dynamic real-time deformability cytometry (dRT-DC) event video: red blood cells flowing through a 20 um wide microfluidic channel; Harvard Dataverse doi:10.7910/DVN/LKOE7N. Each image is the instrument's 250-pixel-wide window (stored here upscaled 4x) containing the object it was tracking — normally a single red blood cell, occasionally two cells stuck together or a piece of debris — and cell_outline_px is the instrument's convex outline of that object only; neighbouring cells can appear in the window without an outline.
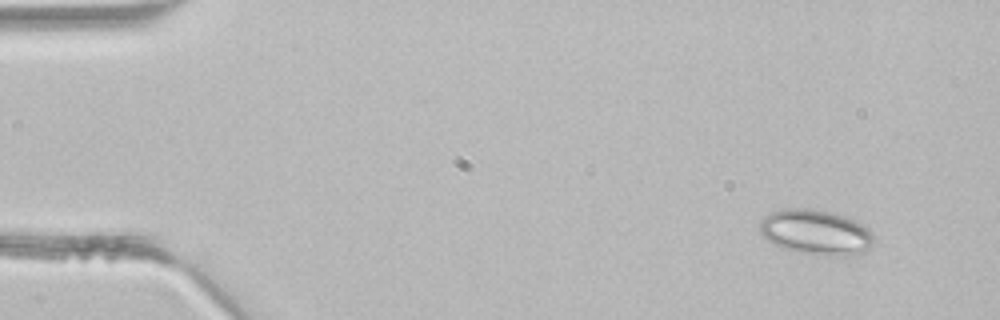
{"species": "common noctule bat (a hibernating species)", "species_latin": "Nyctalus noctula", "temperature_condition": "room temperature", "stored_images_in_passage": 5, "camera_frame_rate_fps": 3000, "um_per_image_px": 0.085, "animal": {"sex": "male", "body_mass_g": 21.5, "forearm_length_mm": 52.0}, "frame": {"image": 1, "passage_image": 5, "time_ms": 1.333, "image_size_px": [1000, 320], "cell_outline_px": [[872, 244], [864, 252], [856, 256], [848, 256], [800, 252], [776, 244], [768, 240], [760, 232], [760, 220], [764, 216], [772, 212], [784, 208], [808, 208], [828, 212], [844, 216], [868, 228], [872, 236]], "centroid_in_image_um": [69.34, 19.72], "position_along_channel_um": 15.7, "area_um2": 29.3}}